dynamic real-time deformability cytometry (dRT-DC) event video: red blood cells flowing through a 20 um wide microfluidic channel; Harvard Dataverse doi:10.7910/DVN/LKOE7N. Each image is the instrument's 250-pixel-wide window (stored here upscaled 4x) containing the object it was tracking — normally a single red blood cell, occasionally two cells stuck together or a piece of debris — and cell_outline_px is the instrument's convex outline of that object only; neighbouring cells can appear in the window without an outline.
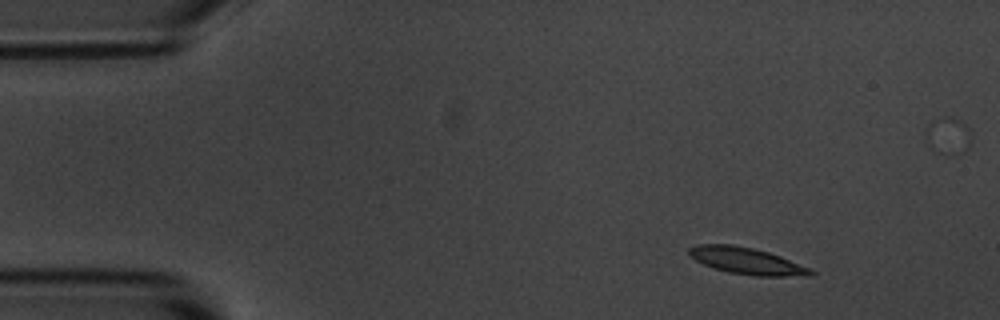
{"species": "common noctule bat (a hibernating species)", "species_latin": "Nyctalus noctula", "temperature_condition": "room temperature", "stored_images_in_passage": 5, "camera_frame_rate_fps": 3000, "um_per_image_px": 0.085, "animal": {"sex": "male", "body_mass_g": 20.1, "forearm_length_mm": 53.5}, "frame": {"image": 1, "passage_image": 1, "time_ms": 0.0, "image_size_px": [1000, 320], "cell_outline_px": [[816, 272], [812, 276], [756, 276], [728, 272], [704, 264], [688, 256], [688, 248], [696, 244], [732, 244], [752, 248], [768, 252], [780, 256], [812, 268]], "centroid_in_image_um": [63.5, 22.18], "position_along_channel_um": 21.5, "area_um2": 19.02}}
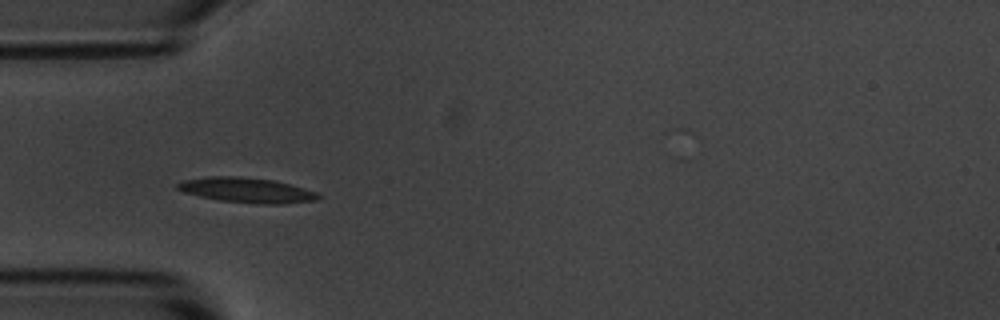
{"frame": {"image": 2, "passage_image": 4, "time_ms": 3.333, "image_size_px": [1000, 320], "cell_outline_px": [[320, 200], [280, 204], [260, 204], [220, 200], [200, 196], [184, 192], [176, 188], [176, 184], [184, 180], [208, 176], [240, 176], [276, 180], [316, 192], [320, 196]], "centroid_in_image_um": [20.99, 16.16], "position_along_channel_um": 64.0, "area_um2": 20.52}}